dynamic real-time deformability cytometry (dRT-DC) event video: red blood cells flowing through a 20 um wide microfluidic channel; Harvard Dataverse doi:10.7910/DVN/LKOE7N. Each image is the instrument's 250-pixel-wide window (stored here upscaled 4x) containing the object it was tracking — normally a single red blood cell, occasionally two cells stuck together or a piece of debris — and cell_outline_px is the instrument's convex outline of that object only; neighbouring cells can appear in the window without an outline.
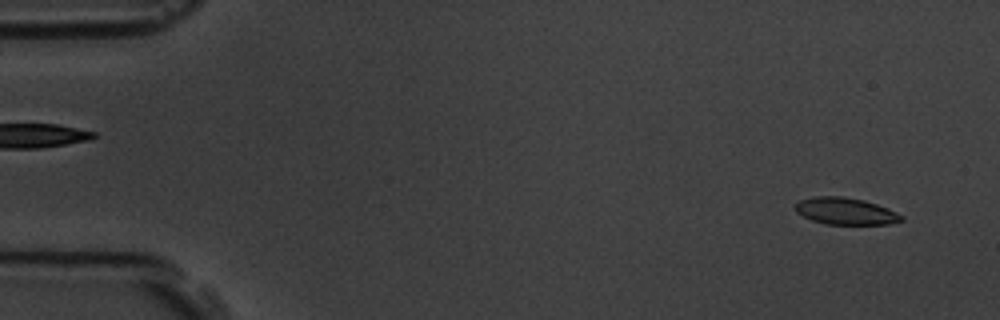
{"species": "common noctule bat (a hibernating species)", "species_latin": "Nyctalus noctula", "temperature_condition": "room temperature", "stored_images_in_passage": 6, "segment_of_instrument_passage": [2, 2], "camera_frame_rate_fps": 3000, "um_per_image_px": 0.085, "animal": {"sex": "male", "body_mass_g": 19.5, "forearm_length_mm": 54.6}, "frame": {"image": 1, "passage_image": 6, "time_ms": 6.0, "image_size_px": [1000, 320], "cell_outline_px": [[904, 220], [888, 224], [824, 224], [812, 220], [796, 212], [796, 204], [800, 200], [812, 196], [844, 196], [864, 200], [888, 208], [904, 216]], "centroid_in_image_um": [71.88, 17.94], "position_along_channel_um": 13.1, "area_um2": 16.65}}